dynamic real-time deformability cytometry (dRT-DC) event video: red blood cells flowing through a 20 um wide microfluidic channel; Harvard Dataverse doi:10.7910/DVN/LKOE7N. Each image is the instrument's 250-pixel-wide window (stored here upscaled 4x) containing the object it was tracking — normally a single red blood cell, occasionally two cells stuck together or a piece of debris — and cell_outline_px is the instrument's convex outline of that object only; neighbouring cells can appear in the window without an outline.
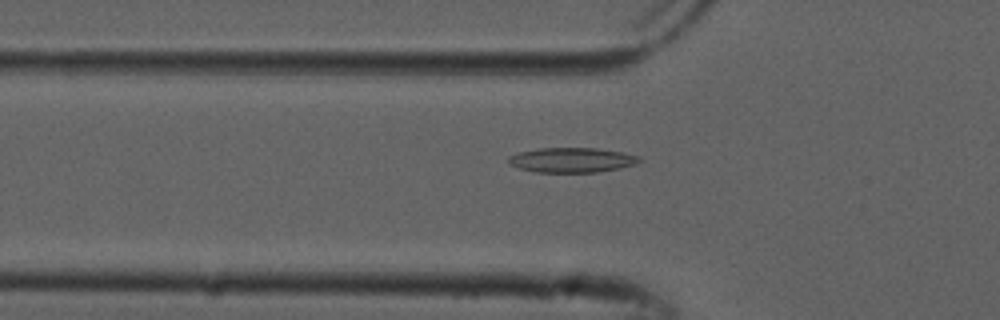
{"species": "common noctule bat (a hibernating species)", "species_latin": "Nyctalus noctula", "temperature_condition": "cold", "stored_images_in_passage": 53, "camera_frame_rate_fps": 3000, "um_per_image_px": 0.085, "animal": {"sex": "male", "forearm_length_mm": 52.5}, "frame": {"image": 1, "passage_image": 18, "time_ms": 5.667, "image_size_px": [1000, 320], "cell_outline_px": [[640, 160], [636, 164], [620, 168], [596, 172], [536, 172], [520, 168], [508, 164], [508, 156], [520, 152], [540, 148], [596, 148], [620, 152], [640, 156]], "centroid_in_image_um": [48.59, 13.6], "position_along_channel_um": 77.2, "area_um2": 18.79}}
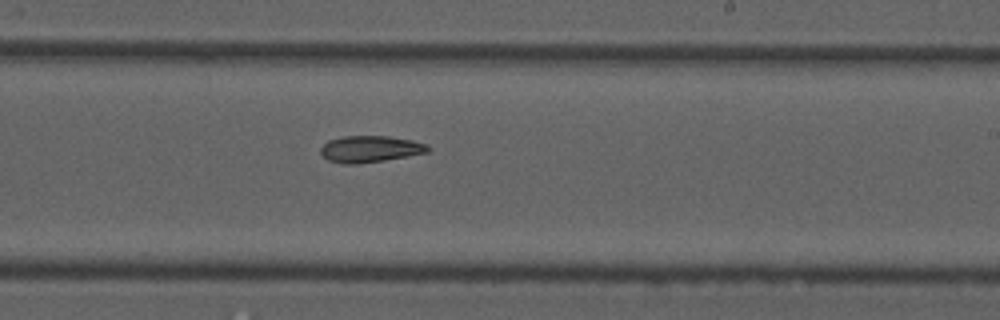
{"frame": {"image": 2, "passage_image": 32, "time_ms": 10.333, "image_size_px": [1000, 320], "cell_outline_px": [[432, 148], [428, 152], [408, 156], [384, 160], [356, 164], [344, 164], [328, 160], [320, 152], [320, 148], [328, 140], [344, 136], [388, 136], [412, 140], [428, 144]], "centroid_in_image_um": [31.48, 12.66], "position_along_channel_um": 257.5, "area_um2": 16.65}}
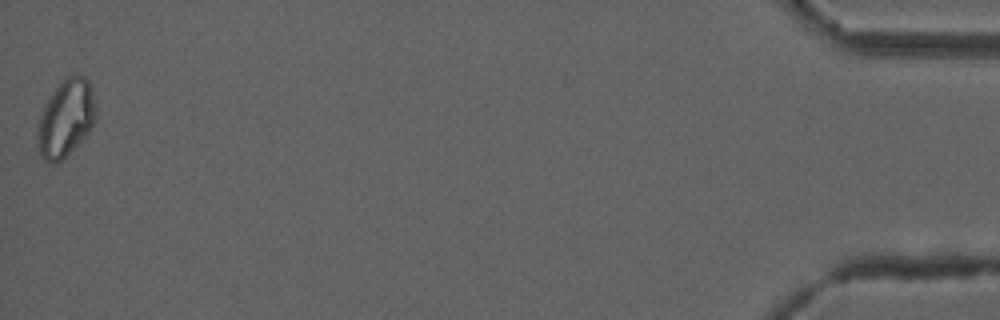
{"frame": {"image": 3, "passage_image": 53, "time_ms": 17.333, "image_size_px": [1000, 320], "cell_outline_px": [[96, 120], [88, 132], [60, 160], [52, 164], [44, 160], [40, 156], [36, 136], [40, 120], [44, 108], [48, 100], [56, 88], [68, 76], [76, 72], [84, 76], [88, 80], [92, 88], [96, 108]], "centroid_in_image_um": [5.62, 10.02], "position_along_channel_um": 429.6, "area_um2": 25.72}}